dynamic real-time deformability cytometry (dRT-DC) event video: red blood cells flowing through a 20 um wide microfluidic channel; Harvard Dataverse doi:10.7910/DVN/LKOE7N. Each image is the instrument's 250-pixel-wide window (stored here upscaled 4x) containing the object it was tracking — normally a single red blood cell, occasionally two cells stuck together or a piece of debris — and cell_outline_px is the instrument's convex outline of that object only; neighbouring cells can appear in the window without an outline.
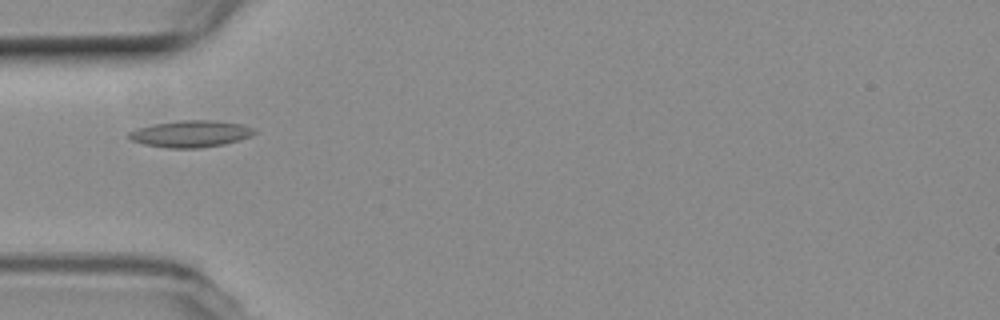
{"species": "common noctule bat (a hibernating species)", "species_latin": "Nyctalus noctula", "temperature_condition": "room temperature", "stored_images_in_passage": 31, "camera_frame_rate_fps": 3000, "um_per_image_px": 0.085, "animal": {"sex": "female", "body_mass_g": 19.3, "forearm_length_mm": 54.1}, "frame": {"image": 1, "passage_image": 2, "time_ms": 0.333, "image_size_px": [1000, 320], "cell_outline_px": [[256, 132], [240, 140], [224, 144], [200, 148], [168, 148], [144, 144], [132, 140], [128, 136], [128, 132], [136, 128], [152, 124], [176, 120], [212, 120], [240, 124], [256, 128]], "centroid_in_image_um": [16.19, 11.37], "position_along_channel_um": 68.8, "area_um2": 19.59}}
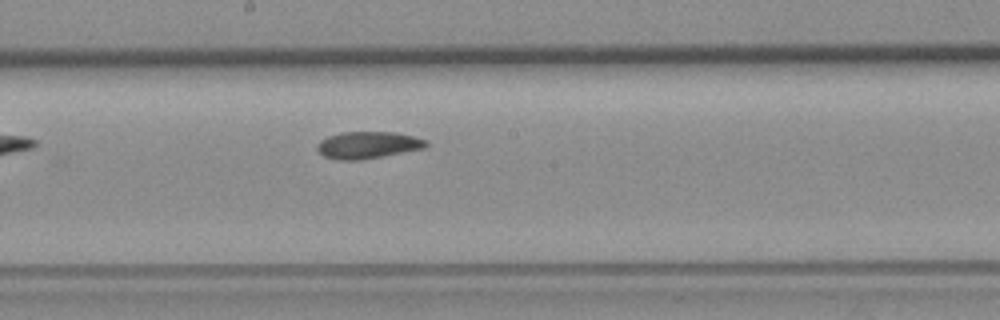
{"frame": {"image": 2, "passage_image": 14, "time_ms": 4.333, "image_size_px": [1000, 320], "cell_outline_px": [[428, 144], [424, 148], [360, 160], [336, 160], [324, 156], [316, 148], [316, 144], [320, 140], [328, 136], [344, 132], [396, 132], [412, 136], [424, 140]], "centroid_in_image_um": [31.21, 12.33], "position_along_channel_um": 217.0, "area_um2": 16.94}}
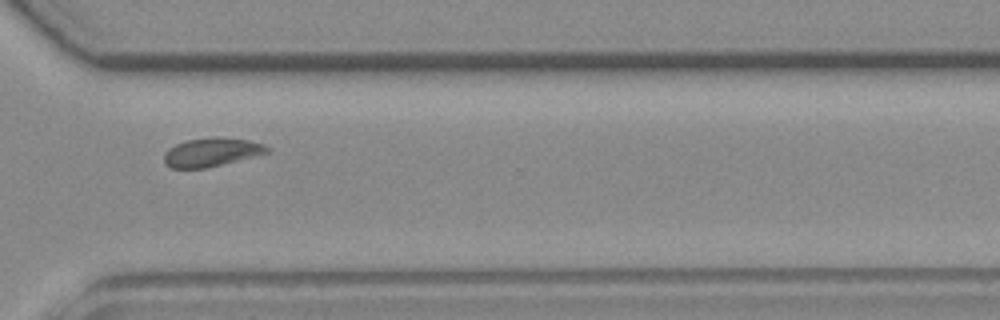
{"frame": {"image": 3, "passage_image": 25, "time_ms": 8.0, "image_size_px": [1000, 320], "cell_outline_px": [[268, 152], [204, 168], [172, 168], [164, 164], [164, 152], [168, 148], [176, 144], [188, 140], [208, 136], [216, 136], [248, 140], [264, 144], [268, 148]], "centroid_in_image_um": [17.91, 12.91], "position_along_channel_um": 352.7, "area_um2": 16.99}, "authors_computed_cell_mechanics": {"area_um2": 16.9932, "velocity_mm_per_s": 3.6952, "shape_relaxation_time_tau1_ms": null, "shape_relaxation_time_tau2_ms": 4.5563, "deformation_change_tau1": null, "deformation_change_tau2": 0.0754}}